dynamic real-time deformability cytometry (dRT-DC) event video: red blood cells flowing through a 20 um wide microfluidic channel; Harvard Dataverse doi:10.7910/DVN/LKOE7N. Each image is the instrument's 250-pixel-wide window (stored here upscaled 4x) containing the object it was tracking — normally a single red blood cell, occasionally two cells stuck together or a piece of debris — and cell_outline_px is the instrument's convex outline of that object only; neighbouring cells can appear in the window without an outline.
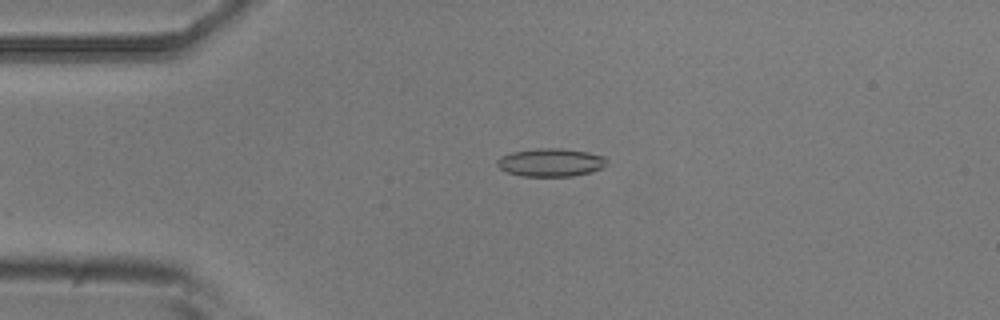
{"species": "common noctule bat (a hibernating species)", "species_latin": "Nyctalus noctula", "temperature_condition": "room temperature", "stored_images_in_passage": 2, "camera_frame_rate_fps": 3000, "um_per_image_px": 0.085, "animal": {"sex": "male", "body_mass_g": 20.5, "forearm_length_mm": 52.5}, "frame": {"image": 1, "passage_image": 2, "time_ms": 1.333, "image_size_px": [1000, 320], "cell_outline_px": [[608, 160], [600, 168], [592, 172], [572, 176], [524, 176], [508, 172], [500, 168], [496, 164], [496, 160], [500, 156], [512, 152], [536, 148], [560, 148], [588, 152], [604, 156]], "centroid_in_image_um": [46.79, 13.8], "position_along_channel_um": 38.2, "area_um2": 17.92}}